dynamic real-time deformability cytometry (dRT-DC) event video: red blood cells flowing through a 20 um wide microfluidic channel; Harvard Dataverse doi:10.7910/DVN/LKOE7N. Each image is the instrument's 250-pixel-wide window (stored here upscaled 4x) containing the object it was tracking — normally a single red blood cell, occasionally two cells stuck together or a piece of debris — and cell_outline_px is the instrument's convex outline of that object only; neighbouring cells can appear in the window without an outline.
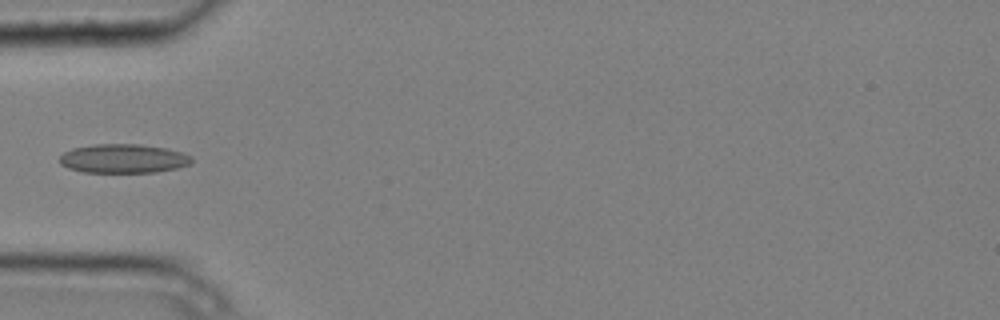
{"species": "common noctule bat (a hibernating species)", "species_latin": "Nyctalus noctula", "temperature_condition": "cold", "stored_images_in_passage": 2, "camera_frame_rate_fps": 3000, "um_per_image_px": 0.085, "animal": {"sex": "male", "body_mass_g": 20.4}, "frame": {"image": 1, "passage_image": 2, "time_ms": 0.333, "image_size_px": [1000, 320], "cell_outline_px": [[192, 164], [176, 168], [156, 172], [84, 172], [68, 168], [60, 164], [60, 156], [64, 152], [72, 148], [92, 144], [140, 144], [164, 148], [180, 152], [192, 156]], "centroid_in_image_um": [10.47, 13.47], "position_along_channel_um": 74.5, "area_um2": 22.31}}